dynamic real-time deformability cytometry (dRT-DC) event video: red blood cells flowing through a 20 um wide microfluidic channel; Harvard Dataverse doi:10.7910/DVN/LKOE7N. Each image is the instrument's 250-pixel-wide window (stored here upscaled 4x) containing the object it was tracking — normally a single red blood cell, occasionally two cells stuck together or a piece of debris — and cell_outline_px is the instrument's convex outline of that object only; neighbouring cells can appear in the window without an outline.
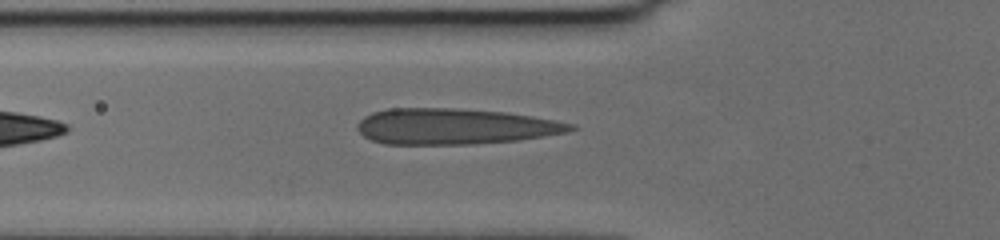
{"species": "human", "species_latin": "Homo sapiens", "temperature_condition": "cold", "stored_images_in_passage": 36, "camera_frame_rate_fps": 3000, "um_per_image_px": 0.085, "donor": {"sex": "female"}, "frame": {"image": 1, "passage_image": 2, "time_ms": 0.333, "image_size_px": [1000, 240], "cell_outline_px": [[580, 128], [568, 132], [520, 140], [476, 144], [384, 144], [372, 140], [364, 136], [356, 128], [356, 124], [364, 116], [372, 112], [388, 108], [456, 108], [508, 112], [556, 120], [576, 124]], "centroid_in_image_um": [38.69, 10.74], "position_along_channel_um": 87.1, "area_um2": 45.08}}
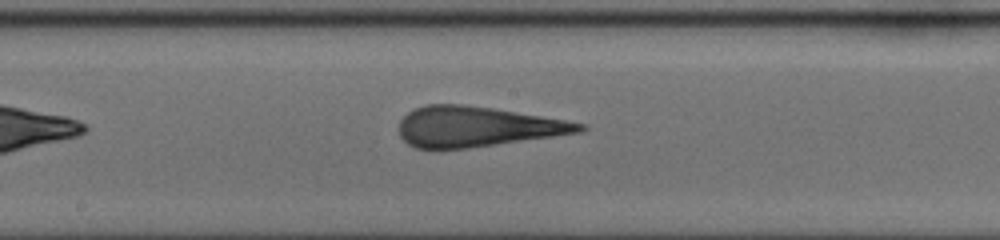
{"frame": {"image": 2, "passage_image": 12, "time_ms": 3.667, "image_size_px": [1000, 240], "cell_outline_px": [[588, 128], [580, 132], [468, 148], [416, 148], [408, 144], [400, 136], [400, 120], [412, 108], [424, 104], [464, 104], [492, 108], [564, 120], [584, 124]], "centroid_in_image_um": [40.48, 10.75], "position_along_channel_um": 207.7, "area_um2": 41.79}}
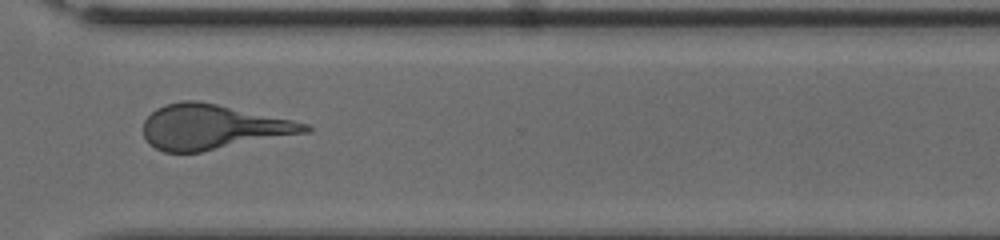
{"frame": {"image": 3, "passage_image": 24, "time_ms": 7.667, "image_size_px": [1000, 240], "cell_outline_px": [[312, 132], [200, 152], [164, 152], [156, 148], [144, 136], [144, 120], [156, 108], [164, 104], [180, 100], [200, 100], [292, 120], [308, 124], [312, 128]], "centroid_in_image_um": [18.1, 10.78], "position_along_channel_um": 352.5, "area_um2": 42.31}}